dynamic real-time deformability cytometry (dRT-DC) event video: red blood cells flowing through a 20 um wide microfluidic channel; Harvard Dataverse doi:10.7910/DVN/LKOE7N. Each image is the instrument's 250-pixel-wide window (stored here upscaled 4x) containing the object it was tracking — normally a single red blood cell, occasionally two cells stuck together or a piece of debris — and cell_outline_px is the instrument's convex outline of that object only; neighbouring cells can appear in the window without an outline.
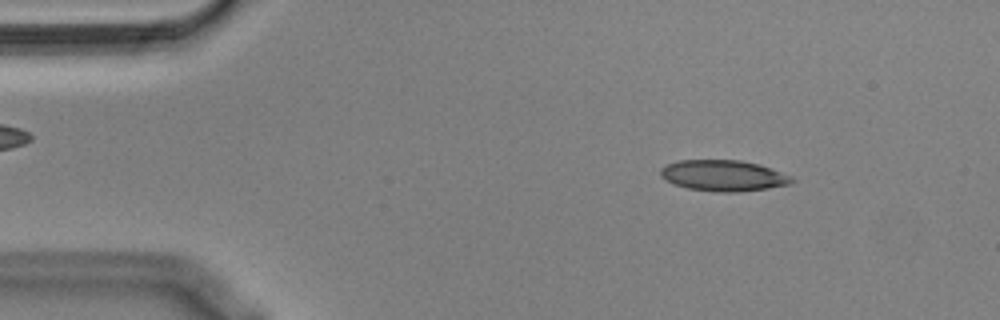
{"species": "Egyptian fruit bat (a non-hibernating species)", "species_latin": "Rousettus aegyptiacus", "temperature_condition": "cold", "stored_images_in_passage": 52, "camera_frame_rate_fps": 3000, "um_per_image_px": 0.085, "animal": {"sex": "male"}, "frame": {"image": 1, "passage_image": 4, "time_ms": 1.0, "image_size_px": [1000, 320], "cell_outline_px": [[796, 180], [792, 184], [768, 188], [740, 192], [712, 192], [688, 188], [672, 184], [664, 180], [660, 176], [660, 168], [668, 164], [680, 160], [740, 160], [760, 164], [772, 168], [792, 176]], "centroid_in_image_um": [61.51, 14.93], "position_along_channel_um": 23.5, "area_um2": 24.1}}
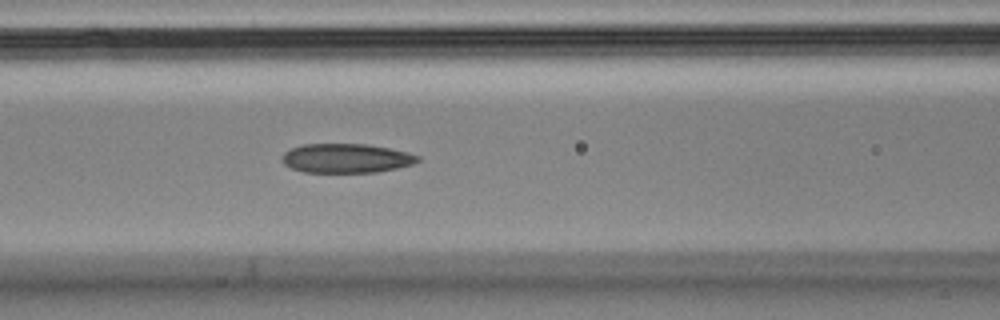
{"frame": {"image": 2, "passage_image": 19, "time_ms": 6.0, "image_size_px": [1000, 320], "cell_outline_px": [[420, 160], [412, 164], [396, 168], [376, 172], [304, 172], [292, 168], [284, 164], [284, 152], [292, 148], [304, 144], [368, 144], [408, 152], [420, 156]], "centroid_in_image_um": [29.46, 13.45], "position_along_channel_um": 137.1, "area_um2": 22.89}}
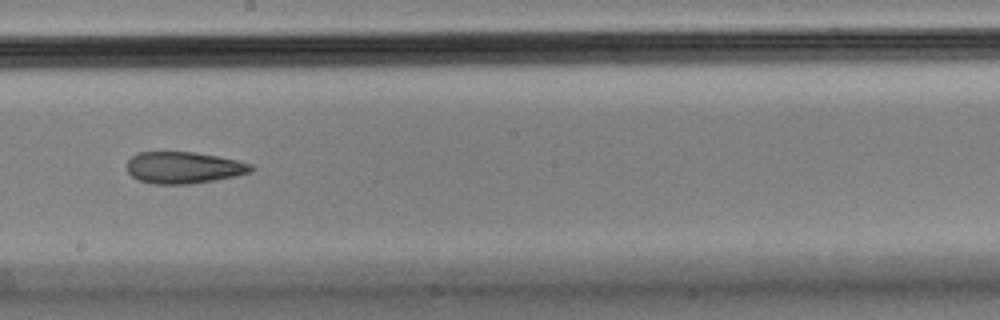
{"frame": {"image": 3, "passage_image": 27, "time_ms": 8.667, "image_size_px": [1000, 320], "cell_outline_px": [[256, 168], [252, 172], [236, 176], [216, 180], [188, 184], [152, 184], [136, 180], [128, 172], [128, 160], [132, 156], [140, 152], [196, 152], [236, 160], [252, 164]], "centroid_in_image_um": [15.63, 14.26], "position_along_channel_um": 232.6, "area_um2": 23.06}, "authors_computed_cell_mechanics": {"area_um2": 24.0448, "velocity_mm_per_s": 3.5857, "shape_relaxation_time_tau1_ms": null, "shape_relaxation_time_tau2_ms": 6.7927, "deformation_change_tau1": null, "deformation_change_tau2": 0.1658}}